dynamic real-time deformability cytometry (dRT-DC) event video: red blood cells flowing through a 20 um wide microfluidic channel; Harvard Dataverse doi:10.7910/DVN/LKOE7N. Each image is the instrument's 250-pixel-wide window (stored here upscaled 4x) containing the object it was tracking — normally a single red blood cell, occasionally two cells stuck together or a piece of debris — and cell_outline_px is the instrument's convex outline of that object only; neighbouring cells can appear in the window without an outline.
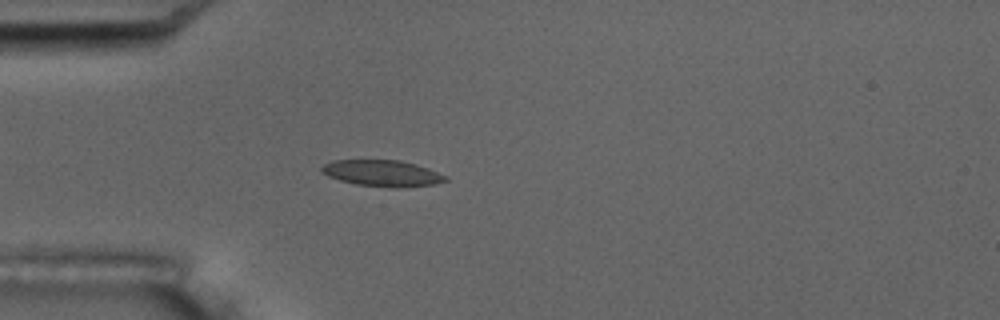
{"species": "common noctule bat (a hibernating species)", "species_latin": "Nyctalus noctula", "temperature_condition": "room temperature", "stored_images_in_passage": 4, "camera_frame_rate_fps": 3000, "um_per_image_px": 0.085, "animal": {"sex": "male", "body_mass_g": 17.5, "forearm_length_mm": 52.3}, "frame": {"image": 1, "passage_image": 4, "time_ms": 4.333, "image_size_px": [1000, 320], "cell_outline_px": [[448, 180], [436, 184], [404, 188], [396, 188], [356, 184], [340, 180], [328, 176], [320, 172], [320, 168], [324, 164], [336, 160], [400, 160], [416, 164], [428, 168], [448, 176]], "centroid_in_image_um": [32.53, 14.73], "position_along_channel_um": 52.5, "area_um2": 19.13}}